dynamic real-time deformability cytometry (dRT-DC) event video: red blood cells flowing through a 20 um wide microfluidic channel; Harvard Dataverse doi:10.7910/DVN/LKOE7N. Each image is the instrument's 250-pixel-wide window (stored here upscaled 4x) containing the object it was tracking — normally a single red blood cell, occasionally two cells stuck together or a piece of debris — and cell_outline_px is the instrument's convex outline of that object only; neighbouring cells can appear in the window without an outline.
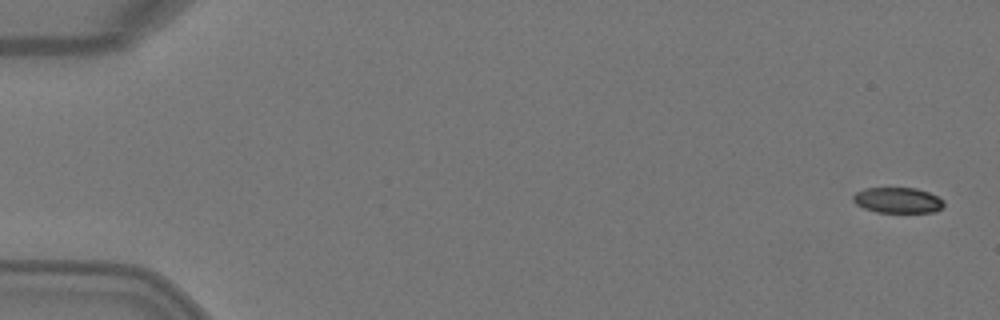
{"species": "Egyptian fruit bat (a non-hibernating species)", "species_latin": "Rousettus aegyptiacus", "temperature_condition": "warm", "stored_images_in_passage": 5, "segment_of_instrument_passage": [1, 2], "camera_frame_rate_fps": 3000, "um_per_image_px": 0.085, "animal": {"sex": "female"}, "frame": {"image": 1, "passage_image": 1, "time_ms": 0.0, "image_size_px": [1000, 320], "cell_outline_px": [[944, 204], [936, 212], [876, 212], [864, 208], [856, 204], [852, 200], [852, 196], [856, 192], [864, 188], [916, 188], [928, 192], [944, 200]], "centroid_in_image_um": [76.28, 17.02], "position_along_channel_um": 8.7, "area_um2": 13.53}}
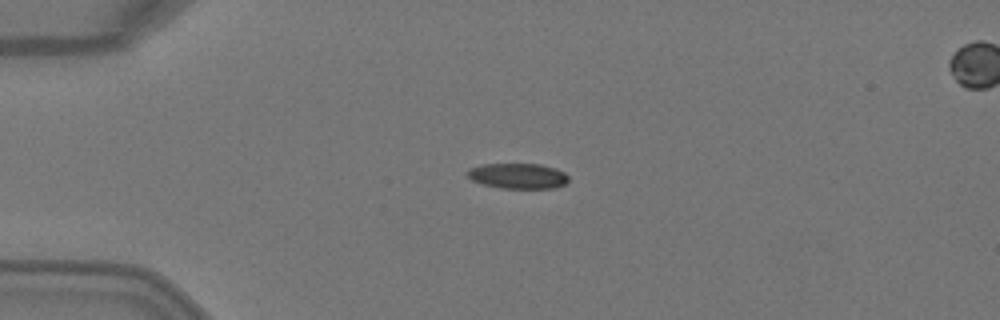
{"frame": {"image": 2, "passage_image": 4, "time_ms": 1.0, "image_size_px": [1000, 320], "cell_outline_px": [[568, 180], [564, 184], [556, 188], [500, 188], [484, 184], [472, 180], [464, 172], [468, 168], [480, 164], [540, 164], [556, 168], [564, 172], [568, 176]], "centroid_in_image_um": [44.0, 14.94], "position_along_channel_um": 41.0, "area_um2": 15.09}}